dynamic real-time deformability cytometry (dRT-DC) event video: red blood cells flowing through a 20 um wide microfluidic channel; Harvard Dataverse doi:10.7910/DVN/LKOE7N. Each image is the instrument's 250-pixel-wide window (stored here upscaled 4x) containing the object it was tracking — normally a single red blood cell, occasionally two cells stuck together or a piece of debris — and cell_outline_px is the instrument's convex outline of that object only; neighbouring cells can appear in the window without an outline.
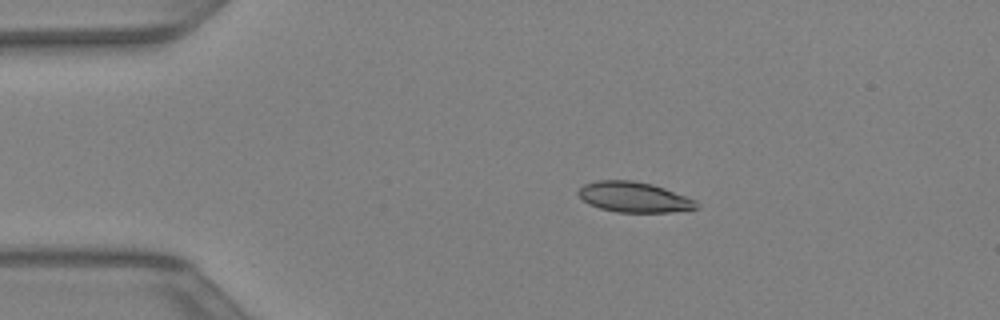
{"species": "Egyptian fruit bat (a non-hibernating species)", "species_latin": "Rousettus aegyptiacus", "temperature_condition": "warm", "stored_images_in_passage": 35, "camera_frame_rate_fps": 3000, "um_per_image_px": 0.085, "animal": {"sex": "female"}, "frame": {"image": 1, "passage_image": 1, "time_ms": 0.0, "image_size_px": [1000, 320], "cell_outline_px": [[696, 208], [668, 212], [616, 212], [600, 208], [588, 204], [576, 192], [584, 184], [596, 180], [632, 180], [652, 184], [664, 188], [696, 200]], "centroid_in_image_um": [53.84, 16.74], "position_along_channel_um": 31.2, "area_um2": 20.69}}
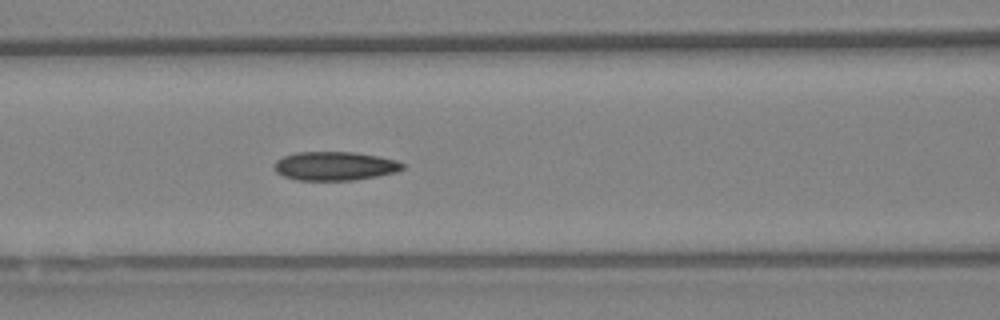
{"frame": {"image": 2, "passage_image": 11, "time_ms": 3.333, "image_size_px": [1000, 320], "cell_outline_px": [[404, 168], [396, 172], [376, 176], [352, 180], [296, 180], [284, 176], [276, 172], [272, 168], [272, 164], [276, 160], [284, 156], [296, 152], [356, 152], [380, 156], [396, 160], [404, 164]], "centroid_in_image_um": [28.43, 14.1], "position_along_channel_um": 138.2, "area_um2": 21.68}}
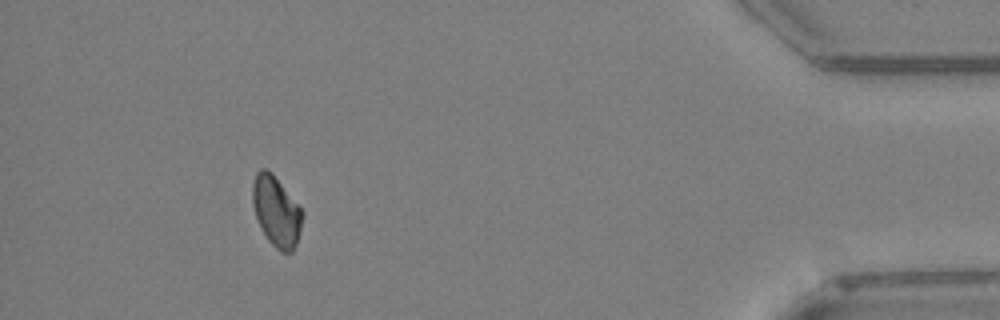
{"frame": {"image": 3, "passage_image": 32, "time_ms": 10.333, "image_size_px": [1000, 320], "cell_outline_px": [[304, 216], [296, 244], [292, 252], [280, 252], [268, 240], [256, 216], [252, 204], [252, 184], [256, 172], [260, 168], [264, 168], [272, 172], [304, 212]], "centroid_in_image_um": [23.49, 17.94], "position_along_channel_um": 411.7, "area_um2": 20.35}}